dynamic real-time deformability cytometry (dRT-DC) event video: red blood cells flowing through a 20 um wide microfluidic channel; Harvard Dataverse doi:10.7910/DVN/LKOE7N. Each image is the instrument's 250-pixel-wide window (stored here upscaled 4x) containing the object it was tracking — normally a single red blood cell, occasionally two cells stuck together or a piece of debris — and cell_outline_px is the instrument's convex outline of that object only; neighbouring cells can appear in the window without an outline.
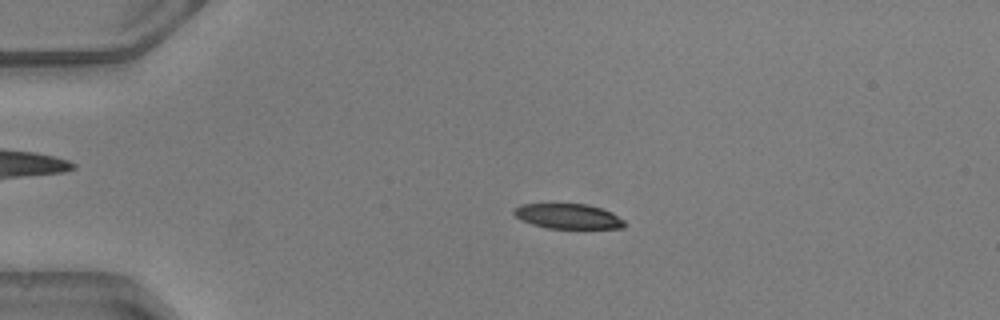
{"species": "common noctule bat (a hibernating species)", "species_latin": "Nyctalus noctula", "temperature_condition": "warm", "stored_images_in_passage": 49, "camera_frame_rate_fps": 3000, "um_per_image_px": 0.085, "animal": {"sex": "male", "body_mass_g": 20.5, "forearm_length_mm": 52.5}, "frame": {"image": 1, "passage_image": 11, "time_ms": 3.333, "image_size_px": [1000, 320], "cell_outline_px": [[624, 228], [548, 228], [532, 224], [520, 220], [512, 212], [512, 208], [520, 204], [552, 200], [588, 204], [612, 212], [624, 220]], "centroid_in_image_um": [48.18, 18.31], "position_along_channel_um": 36.8, "area_um2": 17.11}}
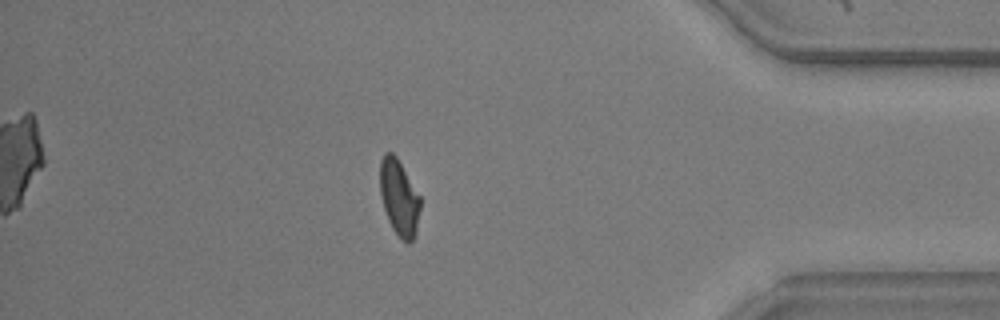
{"frame": {"image": 2, "passage_image": 43, "time_ms": 14.0, "image_size_px": [1000, 320], "cell_outline_px": [[420, 208], [416, 236], [408, 244], [392, 228], [388, 220], [384, 208], [380, 192], [380, 160], [384, 152], [392, 152], [396, 156], [420, 196]], "centroid_in_image_um": [33.92, 16.79], "position_along_channel_um": 401.3, "area_um2": 17.74}, "authors_computed_cell_mechanics": {"area_um2": 18.0914, "velocity_mm_per_s": 4.1442, "shape_relaxation_time_tau1_ms": 3.3544, "shape_relaxation_time_tau2_ms": 2.9841, "deformation_change_tau1": 0.1511, "deformation_change_tau2": 0.0926}}